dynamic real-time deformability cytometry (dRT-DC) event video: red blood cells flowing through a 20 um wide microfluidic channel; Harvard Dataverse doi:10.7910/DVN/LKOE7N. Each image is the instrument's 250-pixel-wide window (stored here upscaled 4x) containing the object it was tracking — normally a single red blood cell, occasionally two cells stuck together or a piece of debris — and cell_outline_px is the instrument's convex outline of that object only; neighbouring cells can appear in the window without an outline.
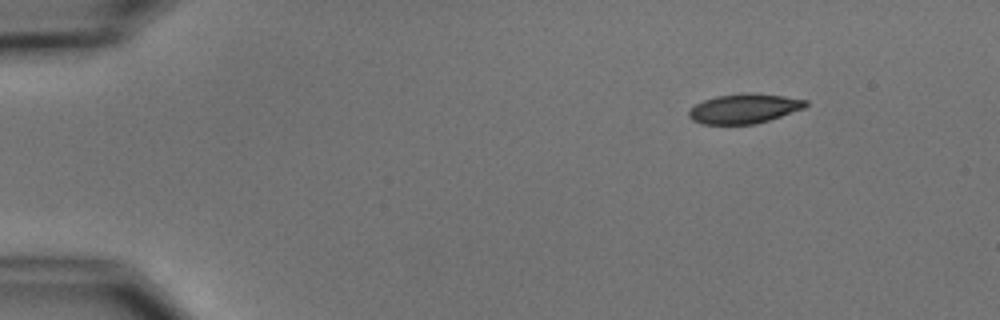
{"species": "common noctule bat (a hibernating species)", "species_latin": "Nyctalus noctula", "temperature_condition": "cold", "stored_images_in_passage": 5, "segment_of_instrument_passage": [2, 2], "camera_frame_rate_fps": 3000, "um_per_image_px": 0.085, "animal": {"sex": "male", "body_mass_g": 15.6}, "frame": {"image": 1, "passage_image": 5, "time_ms": 5.667, "image_size_px": [1000, 320], "cell_outline_px": [[808, 104], [804, 108], [756, 124], [704, 124], [692, 120], [688, 116], [688, 112], [696, 104], [704, 100], [716, 96], [744, 92], [752, 92], [784, 96], [808, 100]], "centroid_in_image_um": [63.26, 9.22], "position_along_channel_um": 21.7, "area_um2": 20.17}}